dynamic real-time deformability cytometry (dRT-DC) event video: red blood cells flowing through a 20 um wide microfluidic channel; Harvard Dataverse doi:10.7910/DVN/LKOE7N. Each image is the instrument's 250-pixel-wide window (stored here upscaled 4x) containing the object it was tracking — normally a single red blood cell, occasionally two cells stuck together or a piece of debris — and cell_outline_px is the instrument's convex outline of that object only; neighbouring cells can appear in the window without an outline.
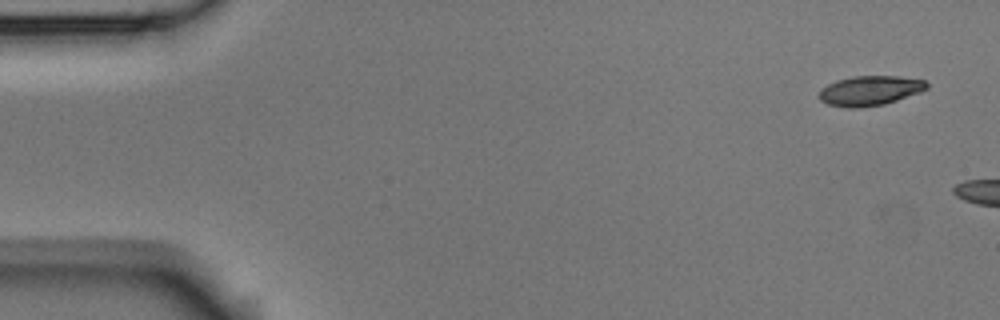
{"species": "Egyptian fruit bat (a non-hibernating species)", "species_latin": "Rousettus aegyptiacus", "temperature_condition": "room temperature", "stored_images_in_passage": 3, "camera_frame_rate_fps": 3000, "um_per_image_px": 0.085, "animal": {"sex": "male"}, "frame": {"image": 1, "passage_image": 1, "time_ms": 0.0, "image_size_px": [1000, 320], "cell_outline_px": [[928, 88], [920, 92], [884, 104], [856, 108], [848, 108], [828, 104], [820, 100], [820, 88], [836, 80], [852, 76], [900, 76], [924, 80], [928, 84]], "centroid_in_image_um": [73.93, 7.69], "position_along_channel_um": 11.1, "area_um2": 18.61}}